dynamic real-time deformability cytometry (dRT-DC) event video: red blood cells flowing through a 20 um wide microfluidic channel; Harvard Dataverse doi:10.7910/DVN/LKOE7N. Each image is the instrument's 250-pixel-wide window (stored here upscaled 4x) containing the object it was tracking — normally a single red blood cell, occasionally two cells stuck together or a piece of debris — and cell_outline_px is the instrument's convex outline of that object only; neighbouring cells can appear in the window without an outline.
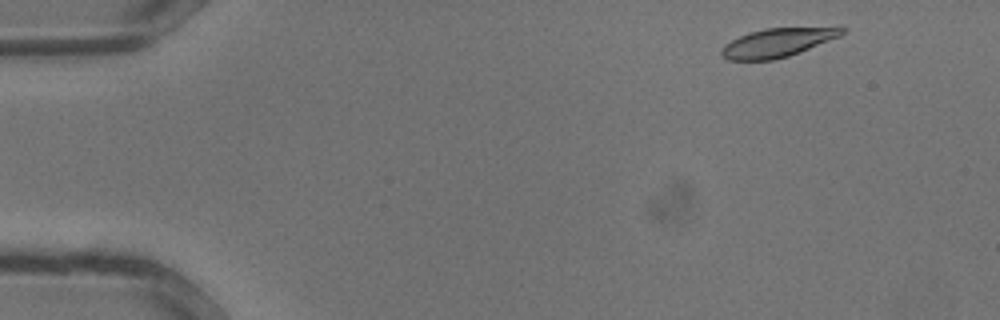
{"species": "common noctule bat (a hibernating species)", "species_latin": "Nyctalus noctula", "temperature_condition": "warm", "stored_images_in_passage": 9, "camera_frame_rate_fps": 3000, "um_per_image_px": 0.085, "animal": {"sex": "male", "body_mass_g": 13.3}, "frame": {"image": 1, "passage_image": 2, "time_ms": 0.333, "image_size_px": [1000, 320], "cell_outline_px": [[844, 32], [840, 36], [800, 52], [788, 56], [772, 60], [728, 60], [720, 56], [720, 48], [724, 44], [748, 32], [764, 28], [840, 24], [844, 28]], "centroid_in_image_um": [66.17, 3.57], "position_along_channel_um": 18.8, "area_um2": 21.1}}
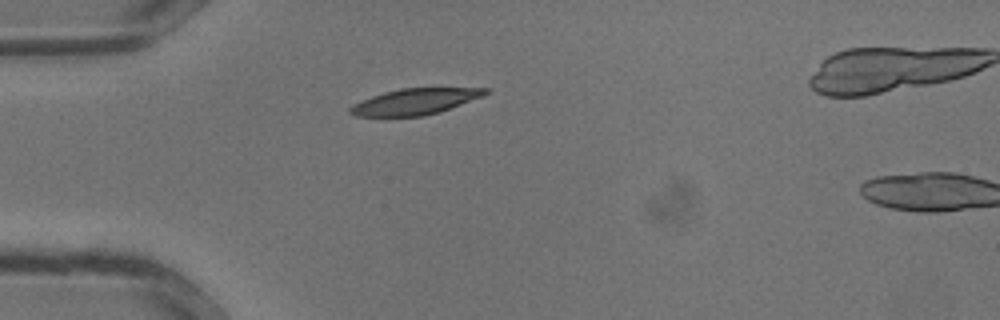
{"frame": {"image": 2, "passage_image": 8, "time_ms": 2.333, "image_size_px": [1000, 320], "cell_outline_px": [[492, 92], [484, 96], [440, 112], [424, 116], [356, 116], [348, 112], [348, 108], [372, 96], [384, 92], [400, 88], [488, 88]], "centroid_in_image_um": [35.34, 8.63], "position_along_channel_um": 49.7, "area_um2": 20.46}}